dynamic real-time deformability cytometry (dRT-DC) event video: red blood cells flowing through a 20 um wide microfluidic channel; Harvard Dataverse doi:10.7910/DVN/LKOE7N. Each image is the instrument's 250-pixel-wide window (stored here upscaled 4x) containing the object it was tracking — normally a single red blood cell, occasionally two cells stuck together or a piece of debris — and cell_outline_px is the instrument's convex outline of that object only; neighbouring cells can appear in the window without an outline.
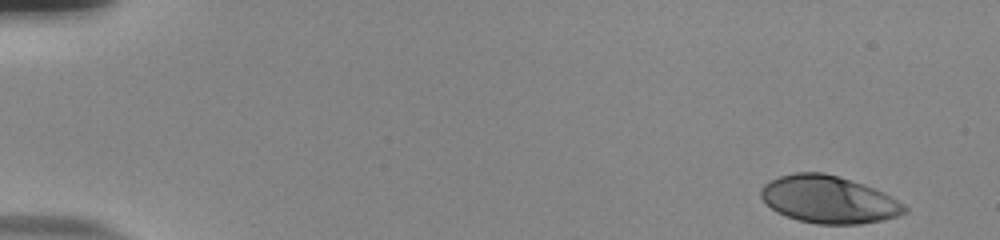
{"species": "human", "species_latin": "Homo sapiens", "temperature_condition": "room temperature", "stored_images_in_passage": 51, "camera_frame_rate_fps": 3000, "um_per_image_px": 0.085, "donor": {"sex": "male"}, "frame": {"image": 1, "passage_image": 1, "time_ms": 0.0, "image_size_px": [1000, 240], "cell_outline_px": [[908, 212], [896, 216], [880, 220], [860, 224], [816, 224], [800, 220], [776, 212], [760, 196], [760, 188], [764, 184], [780, 176], [796, 172], [824, 172], [864, 184], [884, 192], [904, 204], [908, 208]], "centroid_in_image_um": [70.45, 16.95], "position_along_channel_um": 14.5, "area_um2": 39.48}}
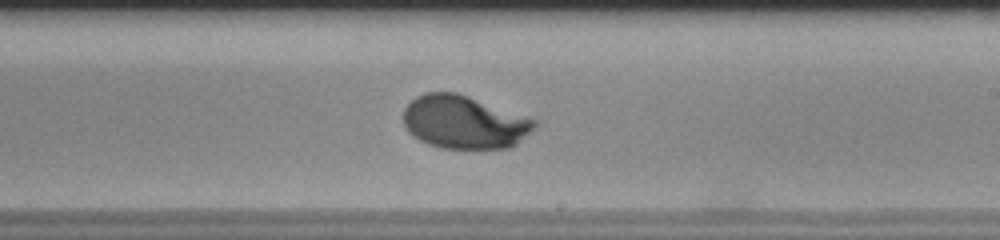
{"frame": {"image": 2, "passage_image": 31, "time_ms": 10.0, "image_size_px": [1000, 240], "cell_outline_px": [[540, 120], [516, 144], [508, 148], [440, 148], [428, 144], [412, 136], [404, 128], [404, 108], [416, 96], [424, 92], [456, 92]], "centroid_in_image_um": [39.43, 10.37], "position_along_channel_um": 249.6, "area_um2": 40.63}}
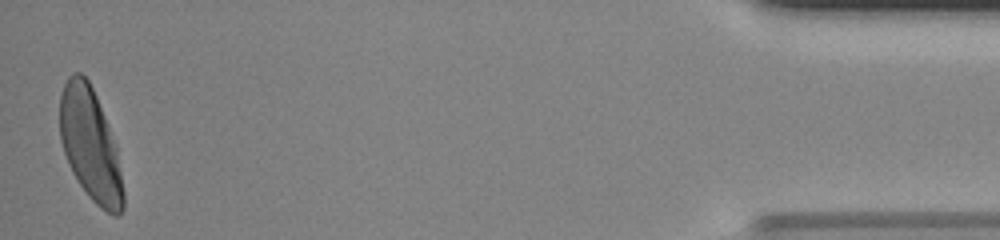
{"frame": {"image": 3, "passage_image": 51, "time_ms": 16.667, "image_size_px": [1000, 240], "cell_outline_px": [[124, 208], [116, 216], [112, 216], [100, 208], [88, 196], [72, 172], [64, 152], [60, 140], [60, 96], [64, 84], [68, 76], [72, 72], [80, 72], [88, 80], [96, 96], [116, 144], [124, 192]], "centroid_in_image_um": [7.68, 12.31], "position_along_channel_um": 427.5, "area_um2": 41.5}, "authors_computed_cell_mechanics": {"area_um2": 39.9398, "velocity_mm_per_s": 3.8545, "shape_relaxation_time_tau1_ms": 2.8491, "shape_relaxation_time_tau2_ms": null, "deformation_change_tau1": 0.1935, "deformation_change_tau2": null}}